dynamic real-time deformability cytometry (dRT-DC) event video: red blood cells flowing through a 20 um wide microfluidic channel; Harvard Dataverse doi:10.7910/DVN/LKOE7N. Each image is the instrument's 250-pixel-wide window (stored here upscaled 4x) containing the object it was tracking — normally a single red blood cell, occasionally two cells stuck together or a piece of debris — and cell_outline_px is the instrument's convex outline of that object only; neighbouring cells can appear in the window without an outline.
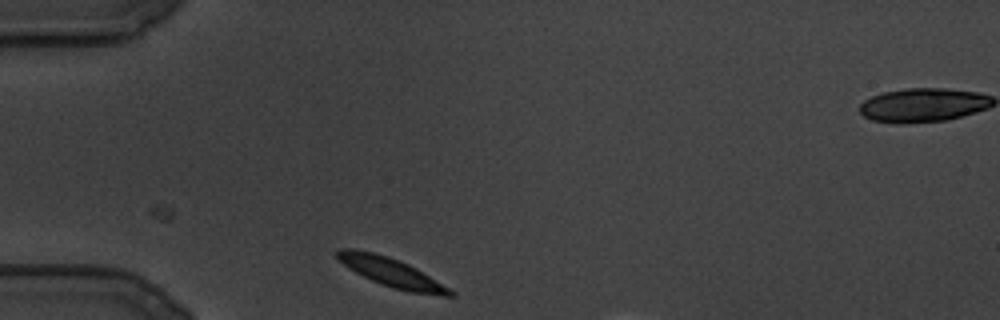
{"species": "common noctule bat (a hibernating species)", "species_latin": "Nyctalus noctula", "temperature_condition": "cold", "stored_images_in_passage": 15, "camera_frame_rate_fps": 3000, "um_per_image_px": 0.085, "animal": {"sex": "male", "body_mass_g": 19.5, "forearm_length_mm": 54.6}, "frame": {"image": 1, "passage_image": 1, "time_ms": 0.0, "image_size_px": [1000, 320], "cell_outline_px": [[456, 296], [444, 296], [412, 292], [392, 288], [380, 284], [348, 268], [336, 256], [336, 252], [340, 248], [356, 248], [388, 256], [400, 260], [416, 268], [456, 292]], "centroid_in_image_um": [33.28, 23.15], "position_along_channel_um": 51.7, "area_um2": 18.9}}